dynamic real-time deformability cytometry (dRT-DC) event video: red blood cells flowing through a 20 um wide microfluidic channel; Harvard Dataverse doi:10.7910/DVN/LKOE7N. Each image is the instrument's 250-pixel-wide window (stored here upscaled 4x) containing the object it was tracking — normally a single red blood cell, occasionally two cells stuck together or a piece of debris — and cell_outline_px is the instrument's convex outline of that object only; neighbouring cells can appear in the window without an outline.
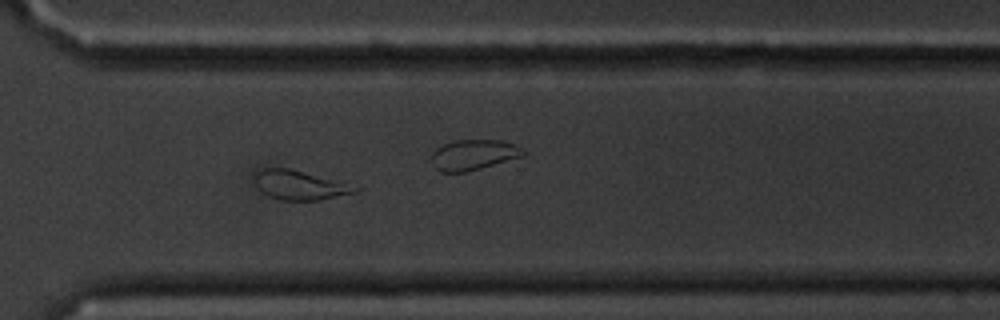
{"species": "common noctule bat (a hibernating species)", "species_latin": "Nyctalus noctula", "temperature_condition": "cold", "stored_images_in_passage": 61, "camera_frame_rate_fps": 3000, "um_per_image_px": 0.085, "animal": {"sex": "male", "body_mass_g": 20.1, "forearm_length_mm": 53.5}, "frame": {"image": 1, "passage_image": 44, "time_ms": 14.333, "image_size_px": [1000, 320], "cell_outline_px": [[360, 188], [356, 192], [320, 200], [280, 200], [268, 196], [256, 184], [256, 172], [264, 168], [288, 168], [332, 180]], "centroid_in_image_um": [25.44, 15.75], "position_along_channel_um": 345.2, "area_um2": 16.42}, "authors_computed_cell_mechanics": {"area_um2": 17.5712, "velocity_mm_per_s": 3.302, "shape_relaxation_time_tau1_ms": 5.9443, "shape_relaxation_time_tau2_ms": 3.6167, "deformation_change_tau1": 0.1488, "deformation_change_tau2": 0.1169}}